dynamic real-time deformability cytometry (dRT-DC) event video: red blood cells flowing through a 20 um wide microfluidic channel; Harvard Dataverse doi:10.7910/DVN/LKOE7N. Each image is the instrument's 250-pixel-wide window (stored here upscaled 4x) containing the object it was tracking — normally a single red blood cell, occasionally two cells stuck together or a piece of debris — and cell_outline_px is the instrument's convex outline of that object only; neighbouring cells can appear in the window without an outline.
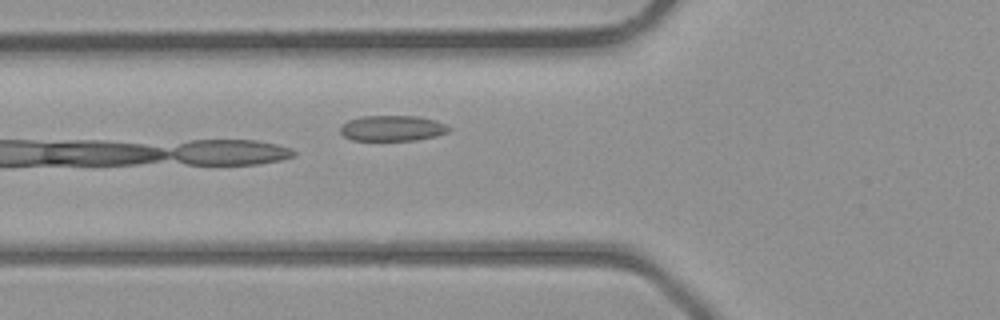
{"species": "common noctule bat (a hibernating species)", "species_latin": "Nyctalus noctula", "temperature_condition": "room temperature", "stored_images_in_passage": 5, "camera_frame_rate_fps": 3000, "um_per_image_px": 0.085, "animal": {"sex": "male", "body_mass_g": 23.1, "forearm_length_mm": 52.7}, "frame": {"image": 1, "passage_image": 4, "time_ms": 4.333, "image_size_px": [1000, 320], "cell_outline_px": [[452, 128], [448, 132], [436, 136], [416, 140], [352, 140], [344, 136], [340, 132], [340, 124], [348, 120], [360, 116], [416, 116], [436, 120]], "centroid_in_image_um": [33.33, 10.89], "position_along_channel_um": 92.5, "area_um2": 16.3}}